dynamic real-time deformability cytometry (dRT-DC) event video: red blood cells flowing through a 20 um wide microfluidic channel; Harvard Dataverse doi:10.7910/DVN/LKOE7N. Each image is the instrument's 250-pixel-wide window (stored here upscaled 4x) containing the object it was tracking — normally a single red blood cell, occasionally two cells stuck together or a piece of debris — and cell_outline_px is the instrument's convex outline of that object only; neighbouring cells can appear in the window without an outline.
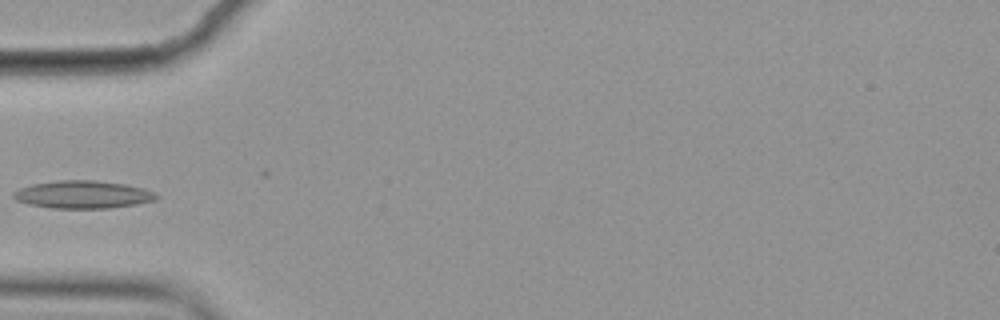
{"species": "common noctule bat (a hibernating species)", "species_latin": "Nyctalus noctula", "temperature_condition": "cold", "stored_images_in_passage": 10, "camera_frame_rate_fps": 3000, "um_per_image_px": 0.085, "animal": {"sex": "female", "body_mass_g": 19.9}, "frame": {"image": 1, "passage_image": 5, "time_ms": 1.333, "image_size_px": [1000, 320], "cell_outline_px": [[160, 196], [156, 200], [136, 204], [108, 208], [52, 208], [28, 204], [16, 200], [12, 196], [12, 192], [20, 188], [32, 184], [56, 180], [96, 180], [124, 184], [144, 188]], "centroid_in_image_um": [7.03, 16.53], "position_along_channel_um": 78.0, "area_um2": 23.12}}
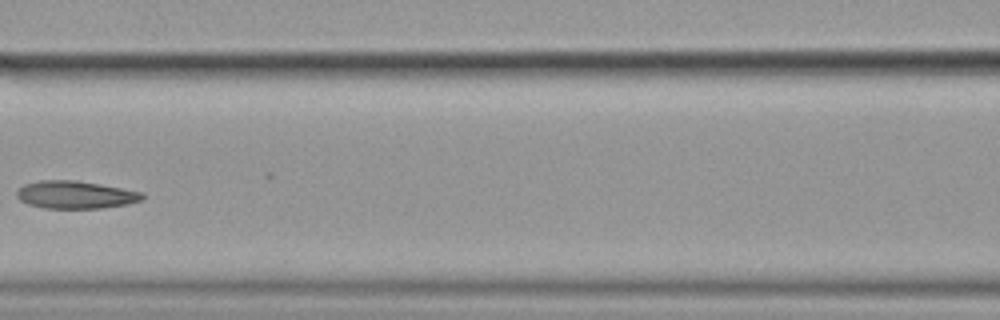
{"frame": {"image": 2, "passage_image": 7, "time_ms": 2.0, "image_size_px": [1000, 320], "cell_outline_px": [[144, 200], [128, 204], [100, 208], [44, 208], [28, 204], [20, 200], [16, 196], [16, 192], [24, 184], [40, 180], [76, 180], [100, 184], [144, 192]], "centroid_in_image_um": [6.44, 16.55], "position_along_channel_um": 160.2, "area_um2": 20.35}}
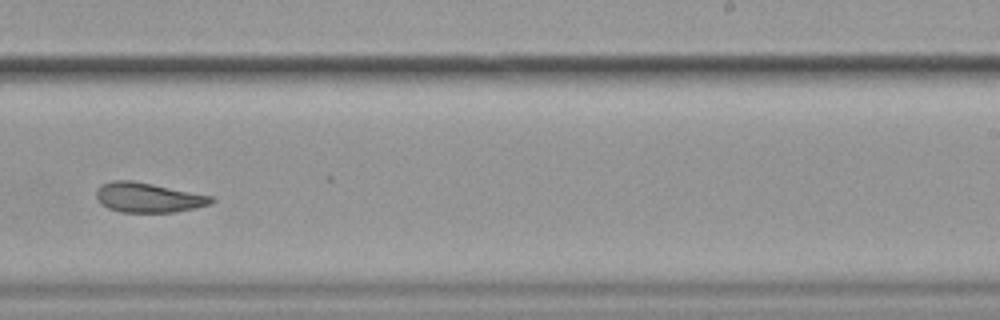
{"frame": {"image": 3, "passage_image": 10, "time_ms": 3.0, "image_size_px": [1000, 320], "cell_outline_px": [[216, 200], [212, 204], [196, 208], [176, 212], [120, 212], [108, 208], [100, 204], [96, 200], [96, 188], [100, 184], [112, 180], [132, 180], [212, 196]], "centroid_in_image_um": [12.57, 16.79], "position_along_channel_um": 276.4, "area_um2": 20.17}}